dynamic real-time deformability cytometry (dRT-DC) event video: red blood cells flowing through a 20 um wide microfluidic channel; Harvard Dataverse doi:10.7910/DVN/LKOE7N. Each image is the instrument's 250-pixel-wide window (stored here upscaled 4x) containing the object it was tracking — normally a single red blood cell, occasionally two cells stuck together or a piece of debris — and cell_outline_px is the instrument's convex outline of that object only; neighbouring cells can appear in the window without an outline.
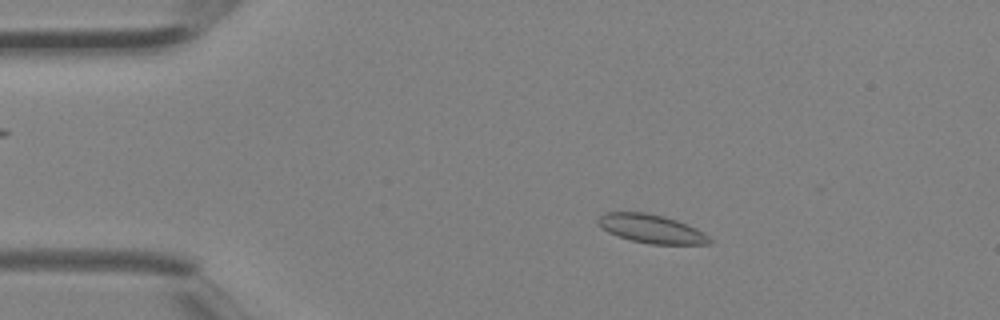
{"species": "Egyptian fruit bat (a non-hibernating species)", "species_latin": "Rousettus aegyptiacus", "temperature_condition": "room temperature", "stored_images_in_passage": 3, "camera_frame_rate_fps": 3000, "um_per_image_px": 0.085, "animal": {"sex": "female"}, "frame": {"image": 1, "passage_image": 2, "time_ms": 0.333, "image_size_px": [1000, 320], "cell_outline_px": [[712, 244], [652, 244], [632, 240], [608, 232], [596, 224], [596, 220], [600, 216], [608, 212], [644, 212], [664, 216], [676, 220], [696, 228], [704, 232], [712, 240]], "centroid_in_image_um": [55.37, 19.44], "position_along_channel_um": 29.6, "area_um2": 18.5}}